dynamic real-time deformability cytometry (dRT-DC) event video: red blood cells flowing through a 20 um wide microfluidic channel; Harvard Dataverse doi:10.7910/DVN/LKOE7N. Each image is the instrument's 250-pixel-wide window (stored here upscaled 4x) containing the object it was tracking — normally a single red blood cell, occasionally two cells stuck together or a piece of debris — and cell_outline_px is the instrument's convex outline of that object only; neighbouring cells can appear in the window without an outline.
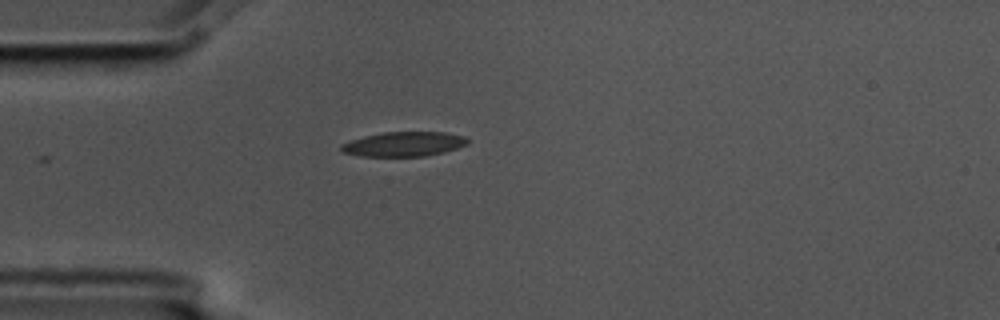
{"species": "common noctule bat (a hibernating species)", "species_latin": "Nyctalus noctula", "temperature_condition": "cold", "stored_images_in_passage": 2, "camera_frame_rate_fps": 3000, "um_per_image_px": 0.085, "animal": {"sex": "male", "body_mass_g": 17.5, "forearm_length_mm": 52.3}, "frame": {"image": 1, "passage_image": 1, "time_ms": 0.0, "image_size_px": [1000, 320], "cell_outline_px": [[468, 144], [444, 152], [424, 156], [360, 156], [344, 152], [340, 148], [340, 144], [364, 136], [384, 132], [444, 132], [464, 136], [468, 140]], "centroid_in_image_um": [34.33, 12.24], "position_along_channel_um": 50.7, "area_um2": 17.98}}